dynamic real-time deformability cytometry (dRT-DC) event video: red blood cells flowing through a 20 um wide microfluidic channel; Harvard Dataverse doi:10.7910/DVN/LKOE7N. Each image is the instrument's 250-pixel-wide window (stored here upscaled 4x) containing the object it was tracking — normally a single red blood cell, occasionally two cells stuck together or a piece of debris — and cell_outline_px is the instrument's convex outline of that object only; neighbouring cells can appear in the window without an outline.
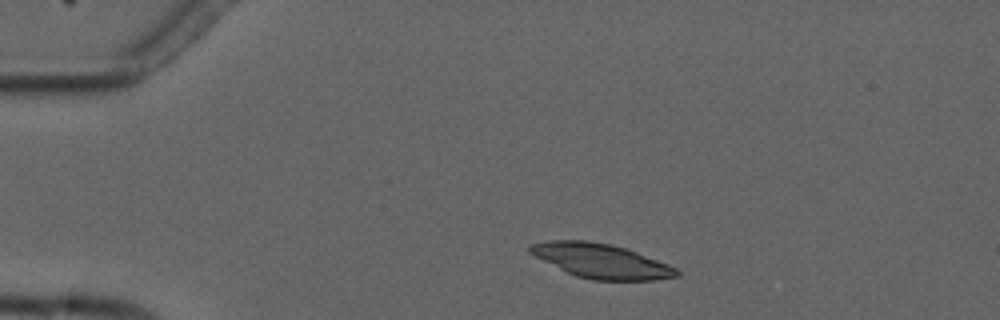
{"species": "common noctule bat (a hibernating species)", "species_latin": "Nyctalus noctula", "temperature_condition": "cold", "stored_images_in_passage": 3, "camera_frame_rate_fps": 3000, "um_per_image_px": 0.085, "animal": {"sex": "male", "forearm_length_mm": 52.5}, "frame": {"image": 1, "passage_image": 2, "time_ms": 1.333, "image_size_px": [1000, 320], "cell_outline_px": [[680, 276], [656, 280], [592, 280], [576, 276], [528, 252], [528, 244], [548, 240], [588, 240], [612, 244], [628, 248], [668, 264], [676, 268], [680, 272]], "centroid_in_image_um": [51.13, 22.16], "position_along_channel_um": 33.9, "area_um2": 29.48}}